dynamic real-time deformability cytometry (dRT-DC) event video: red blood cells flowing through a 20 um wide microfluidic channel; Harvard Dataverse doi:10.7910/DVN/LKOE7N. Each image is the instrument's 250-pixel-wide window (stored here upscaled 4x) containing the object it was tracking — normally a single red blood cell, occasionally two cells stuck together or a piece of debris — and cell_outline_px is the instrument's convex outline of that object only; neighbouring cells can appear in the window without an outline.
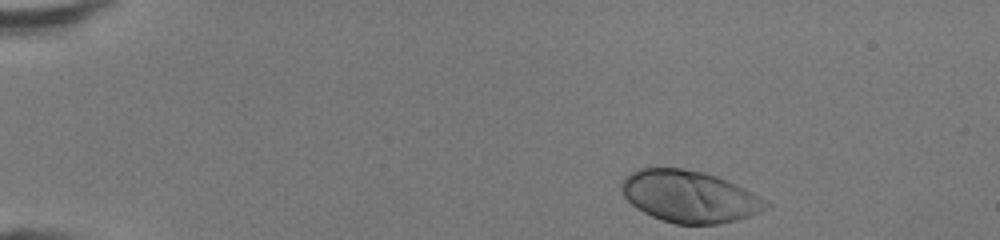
{"species": "human", "species_latin": "Homo sapiens", "temperature_condition": "room temperature", "stored_images_in_passage": 36, "camera_frame_rate_fps": 3000, "um_per_image_px": 0.085, "donor": {"sex": "female"}, "frame": {"image": 1, "passage_image": 1, "time_ms": 0.0, "image_size_px": [1000, 240], "cell_outline_px": [[772, 208], [736, 220], [716, 224], [676, 224], [652, 216], [636, 208], [624, 196], [620, 188], [620, 184], [624, 176], [636, 168], [648, 164], [680, 168], [704, 172], [716, 176], [736, 184], [744, 188], [772, 204]], "centroid_in_image_um": [58.55, 16.66], "position_along_channel_um": 26.5, "area_um2": 44.33}}
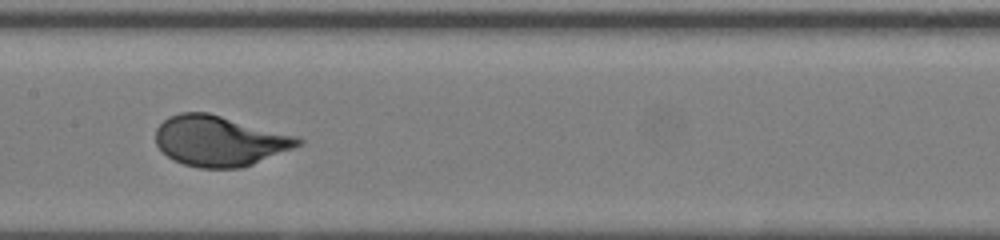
{"frame": {"image": 2, "passage_image": 19, "time_ms": 6.0, "image_size_px": [1000, 240], "cell_outline_px": [[304, 144], [252, 164], [240, 168], [200, 168], [184, 164], [172, 160], [156, 144], [156, 128], [168, 116], [180, 112], [208, 112], [296, 136], [304, 140]], "centroid_in_image_um": [18.65, 11.97], "position_along_channel_um": 188.8, "area_um2": 41.67}}
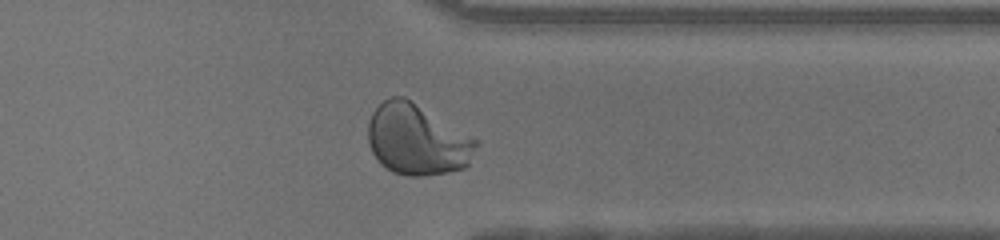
{"frame": {"image": 3, "passage_image": 32, "time_ms": 10.333, "image_size_px": [1000, 240], "cell_outline_px": [[480, 144], [468, 164], [464, 168], [448, 172], [420, 176], [408, 176], [392, 172], [380, 164], [372, 152], [368, 144], [368, 124], [372, 112], [388, 96], [404, 96], [480, 140]], "centroid_in_image_um": [35.47, 11.87], "position_along_channel_um": 375.9, "area_um2": 45.03}, "authors_computed_cell_mechanics": {"area_um2": 41.905, "velocity_mm_per_s": 4.3334, "shape_relaxation_time_tau1_ms": 2.4624, "shape_relaxation_time_tau2_ms": null, "deformation_change_tau1": 0.1818, "deformation_change_tau2": null}}